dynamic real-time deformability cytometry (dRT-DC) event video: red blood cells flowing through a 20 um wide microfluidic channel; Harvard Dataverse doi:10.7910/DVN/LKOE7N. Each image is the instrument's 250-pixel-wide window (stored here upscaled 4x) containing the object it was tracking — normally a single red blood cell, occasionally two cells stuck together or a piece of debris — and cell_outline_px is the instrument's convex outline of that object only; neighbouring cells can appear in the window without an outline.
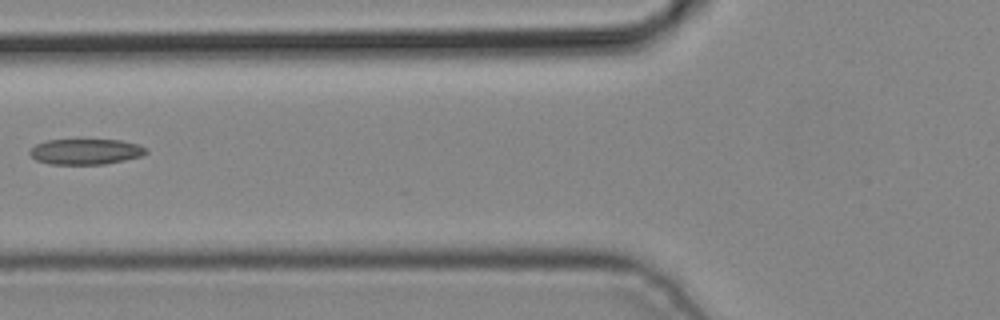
{"species": "common noctule bat (a hibernating species)", "species_latin": "Nyctalus noctula", "temperature_condition": "cold", "stored_images_in_passage": 6, "camera_frame_rate_fps": 3000, "um_per_image_px": 0.085, "animal": {"sex": "male", "body_mass_g": 19.2, "forearm_length_mm": 51.8}, "frame": {"image": 1, "passage_image": 6, "time_ms": 1.667, "image_size_px": [1000, 320], "cell_outline_px": [[148, 152], [140, 156], [124, 160], [104, 164], [48, 164], [36, 160], [28, 152], [36, 144], [48, 140], [120, 140], [140, 144], [148, 148]], "centroid_in_image_um": [7.3, 12.89], "position_along_channel_um": 118.5, "area_um2": 17.34}}